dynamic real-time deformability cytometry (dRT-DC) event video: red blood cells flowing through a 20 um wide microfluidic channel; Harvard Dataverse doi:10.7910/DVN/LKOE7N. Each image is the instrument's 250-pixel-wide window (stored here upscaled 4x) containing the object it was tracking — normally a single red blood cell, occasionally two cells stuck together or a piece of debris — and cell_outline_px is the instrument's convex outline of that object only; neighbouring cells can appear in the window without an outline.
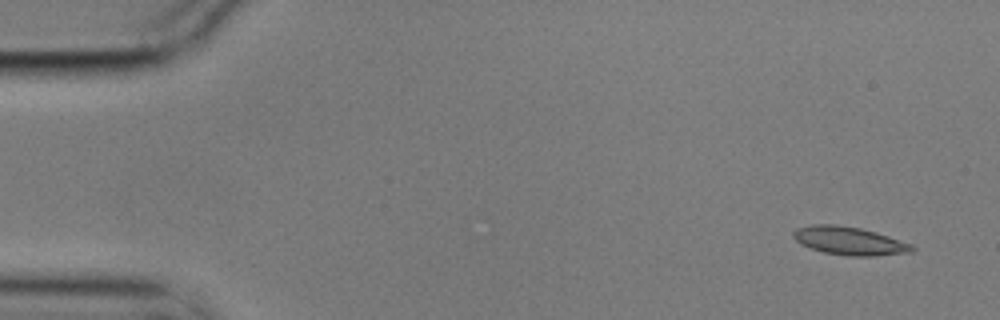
{"species": "common noctule bat (a hibernating species)", "species_latin": "Nyctalus noctula", "temperature_condition": "cold", "stored_images_in_passage": 5, "camera_frame_rate_fps": 3000, "um_per_image_px": 0.085, "animal": {"sex": "male", "body_mass_g": 17.9}, "frame": {"image": 1, "passage_image": 1, "time_ms": 0.0, "image_size_px": [1000, 320], "cell_outline_px": [[916, 248], [912, 252], [876, 256], [848, 256], [824, 252], [800, 244], [792, 236], [792, 232], [796, 228], [812, 224], [836, 224], [860, 228], [876, 232], [912, 244]], "centroid_in_image_um": [72.19, 20.47], "position_along_channel_um": 12.8, "area_um2": 19.59}}